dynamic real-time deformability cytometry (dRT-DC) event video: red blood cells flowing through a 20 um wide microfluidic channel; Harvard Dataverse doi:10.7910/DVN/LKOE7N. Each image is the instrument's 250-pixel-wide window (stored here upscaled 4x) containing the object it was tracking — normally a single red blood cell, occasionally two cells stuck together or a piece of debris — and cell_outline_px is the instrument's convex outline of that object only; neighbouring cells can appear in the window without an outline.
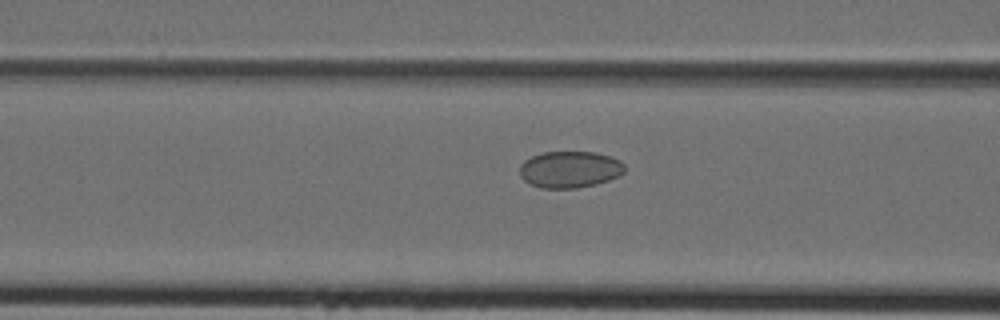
{"species": "Egyptian fruit bat (a non-hibernating species)", "species_latin": "Rousettus aegyptiacus", "temperature_condition": "cold", "stored_images_in_passage": 28, "camera_frame_rate_fps": 3000, "um_per_image_px": 0.085, "animal": {"sex": "female"}, "frame": {"image": 1, "passage_image": 6, "time_ms": 1.667, "image_size_px": [1000, 320], "cell_outline_px": [[624, 172], [620, 176], [596, 184], [576, 188], [540, 188], [528, 184], [520, 176], [520, 164], [524, 160], [532, 156], [544, 152], [596, 152], [612, 156], [620, 160], [624, 164]], "centroid_in_image_um": [48.43, 14.4], "position_along_channel_um": 118.2, "area_um2": 22.66}}
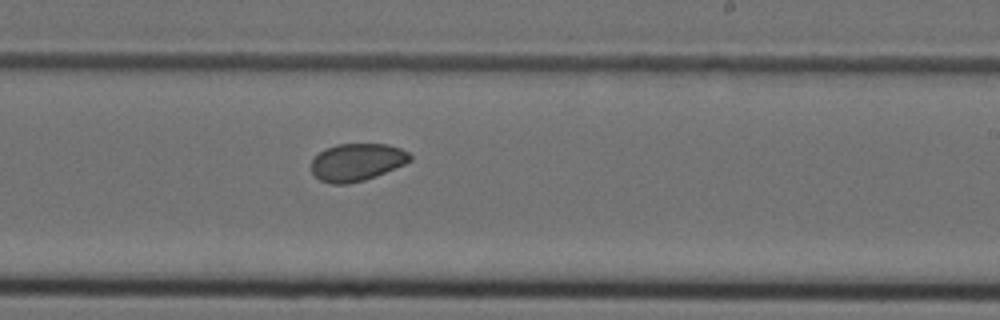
{"frame": {"image": 2, "passage_image": 15, "time_ms": 4.667, "image_size_px": [1000, 320], "cell_outline_px": [[412, 160], [404, 164], [376, 176], [364, 180], [348, 184], [332, 184], [320, 180], [312, 172], [312, 160], [324, 148], [336, 144], [388, 144], [400, 148], [408, 152], [412, 156]], "centroid_in_image_um": [30.34, 13.78], "position_along_channel_um": 258.7, "area_um2": 21.56}}
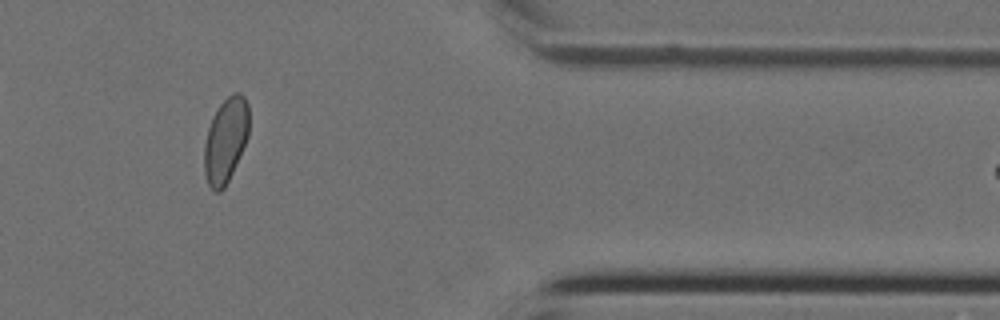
{"frame": {"image": 3, "passage_image": 25, "time_ms": 8.0, "image_size_px": [1000, 320], "cell_outline_px": [[248, 136], [232, 172], [224, 188], [220, 192], [212, 192], [208, 184], [204, 172], [204, 144], [208, 128], [212, 116], [220, 104], [232, 92], [240, 92], [244, 96], [248, 104]], "centroid_in_image_um": [19.16, 11.92], "position_along_channel_um": 392.2, "area_um2": 22.14}}